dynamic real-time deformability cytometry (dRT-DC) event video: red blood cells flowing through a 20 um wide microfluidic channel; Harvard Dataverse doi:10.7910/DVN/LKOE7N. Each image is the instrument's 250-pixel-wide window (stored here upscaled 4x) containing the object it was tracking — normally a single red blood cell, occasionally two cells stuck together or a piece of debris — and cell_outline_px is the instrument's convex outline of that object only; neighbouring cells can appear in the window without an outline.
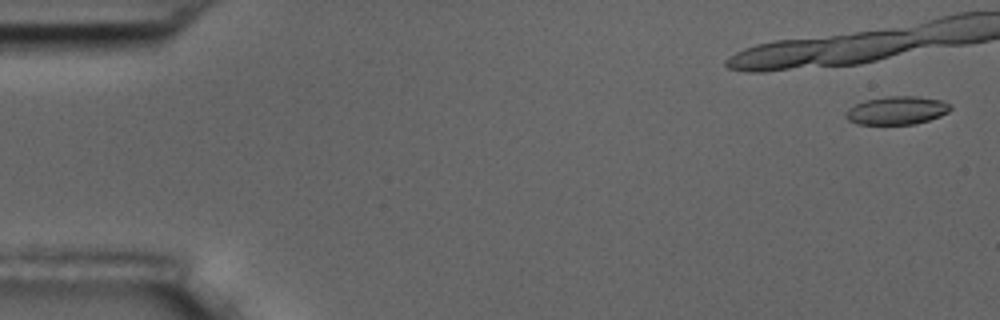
{"species": "common noctule bat (a hibernating species)", "species_latin": "Nyctalus noctula", "temperature_condition": "room temperature", "stored_images_in_passage": 6, "camera_frame_rate_fps": 3000, "um_per_image_px": 0.085, "animal": {"sex": "male", "body_mass_g": 17.5, "forearm_length_mm": 52.3}, "frame": {"image": 1, "passage_image": 1, "time_ms": 0.0, "image_size_px": [1000, 320], "cell_outline_px": [[952, 108], [948, 112], [940, 116], [916, 124], [856, 124], [848, 120], [844, 116], [844, 112], [848, 108], [864, 100], [888, 96], [916, 96], [940, 100], [948, 104]], "centroid_in_image_um": [76.18, 9.39], "position_along_channel_um": 8.8, "area_um2": 17.22}}
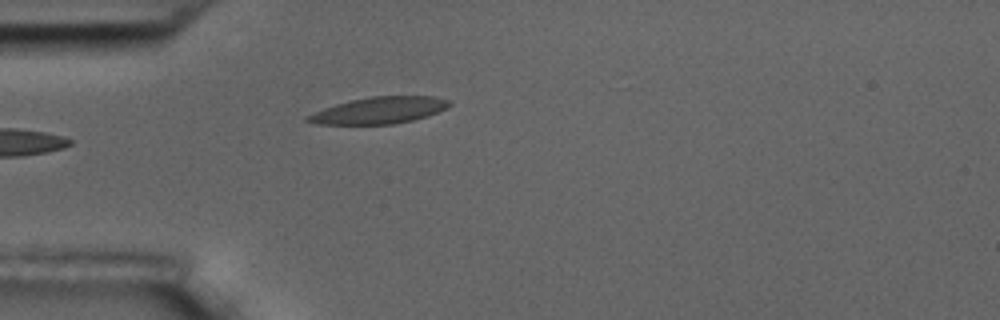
{"frame": {"image": 2, "passage_image": 6, "time_ms": 6.0, "image_size_px": [1000, 320], "cell_outline_px": [[452, 104], [448, 108], [412, 120], [392, 124], [316, 124], [304, 120], [304, 116], [324, 108], [348, 100], [372, 96], [436, 96], [452, 100]], "centroid_in_image_um": [32.23, 9.37], "position_along_channel_um": 52.8, "area_um2": 22.08}}